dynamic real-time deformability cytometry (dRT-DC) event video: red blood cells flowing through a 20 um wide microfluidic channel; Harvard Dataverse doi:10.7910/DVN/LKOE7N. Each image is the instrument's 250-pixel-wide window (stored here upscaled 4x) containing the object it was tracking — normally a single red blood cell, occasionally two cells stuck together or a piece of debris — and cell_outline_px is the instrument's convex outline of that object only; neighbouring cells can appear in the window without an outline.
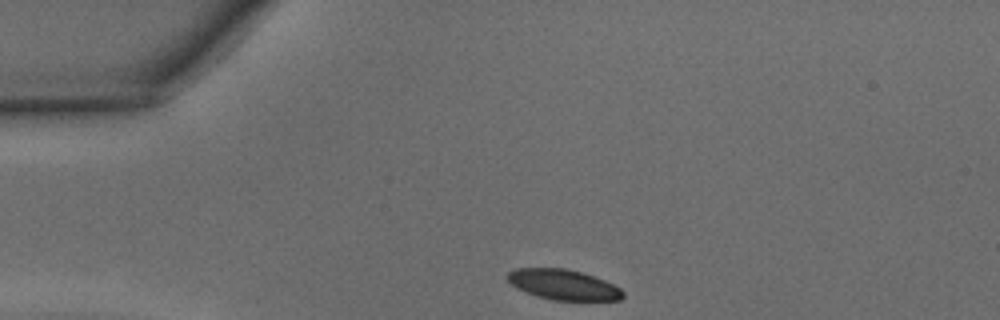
{"species": "common noctule bat (a hibernating species)", "species_latin": "Nyctalus noctula", "temperature_condition": "warm", "stored_images_in_passage": 28, "camera_frame_rate_fps": 3000, "um_per_image_px": 0.085, "animal": {"sex": "male", "body_mass_g": 15.6}, "frame": {"image": 1, "passage_image": 1, "time_ms": 0.0, "image_size_px": [1000, 320], "cell_outline_px": [[624, 296], [620, 300], [552, 300], [536, 296], [516, 288], [504, 276], [508, 272], [516, 268], [568, 268], [604, 280], [620, 288], [624, 292]], "centroid_in_image_um": [47.85, 24.19], "position_along_channel_um": 37.1, "area_um2": 20.4}}
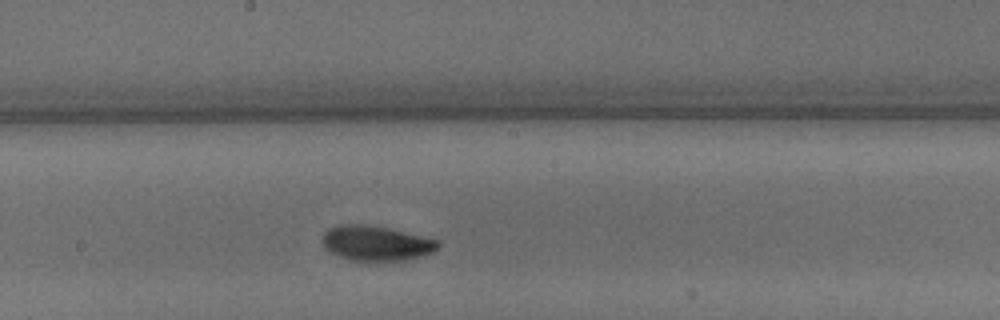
{"frame": {"image": 2, "passage_image": 16, "time_ms": 5.0, "image_size_px": [1000, 320], "cell_outline_px": [[440, 244], [432, 252], [420, 256], [404, 260], [348, 260], [332, 252], [320, 240], [324, 232], [328, 228], [340, 224], [360, 224], [388, 228], [440, 240]], "centroid_in_image_um": [31.96, 20.65], "position_along_channel_um": 216.2, "area_um2": 23.24}}
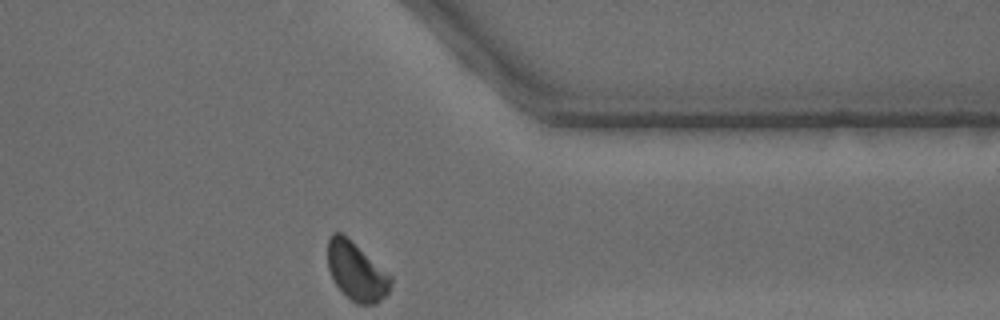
{"frame": {"image": 3, "passage_image": 28, "time_ms": 9.0, "image_size_px": [1000, 320], "cell_outline_px": [[392, 284], [388, 292], [376, 304], [356, 304], [332, 280], [328, 268], [328, 240], [332, 232], [340, 232], [352, 240], [392, 276]], "centroid_in_image_um": [30.3, 23.05], "position_along_channel_um": 381.1, "area_um2": 21.39}, "authors_computed_cell_mechanics": {"area_um2": 22.6576, "velocity_mm_per_s": 4.3175, "shape_relaxation_time_tau1_ms": 1.8526, "shape_relaxation_time_tau2_ms": 2.5791, "deformation_change_tau1": 0.1023, "deformation_change_tau2": 0.0652}}